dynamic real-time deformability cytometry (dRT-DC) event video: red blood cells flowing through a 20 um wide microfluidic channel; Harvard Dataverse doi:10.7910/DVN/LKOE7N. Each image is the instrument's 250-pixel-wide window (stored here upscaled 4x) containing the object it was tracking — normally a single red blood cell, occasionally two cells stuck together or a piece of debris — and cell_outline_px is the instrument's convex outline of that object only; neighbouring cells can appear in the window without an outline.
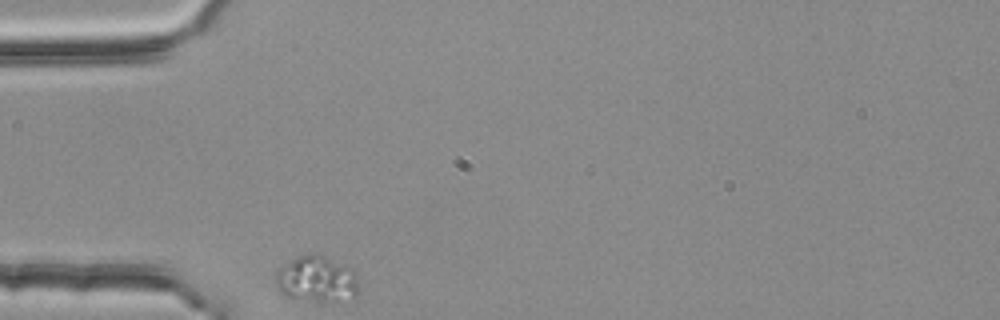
{"species": "common noctule bat (a hibernating species)", "species_latin": "Nyctalus noctula", "temperature_condition": "room temperature", "stored_images_in_passage": 32, "camera_frame_rate_fps": 3000, "um_per_image_px": 0.085, "animal": {"sex": "female", "body_mass_g": 25.1}, "frame": {"image": 1, "passage_image": 1, "time_ms": 0.0, "image_size_px": [1000, 320], "cell_outline_px": [[356, 296], [336, 300], [292, 300], [280, 292], [276, 284], [276, 276], [280, 268], [284, 264], [308, 252], [316, 252], [352, 268], [356, 272]], "centroid_in_image_um": [26.88, 23.7], "position_along_channel_um": 58.1, "area_um2": 22.14}}